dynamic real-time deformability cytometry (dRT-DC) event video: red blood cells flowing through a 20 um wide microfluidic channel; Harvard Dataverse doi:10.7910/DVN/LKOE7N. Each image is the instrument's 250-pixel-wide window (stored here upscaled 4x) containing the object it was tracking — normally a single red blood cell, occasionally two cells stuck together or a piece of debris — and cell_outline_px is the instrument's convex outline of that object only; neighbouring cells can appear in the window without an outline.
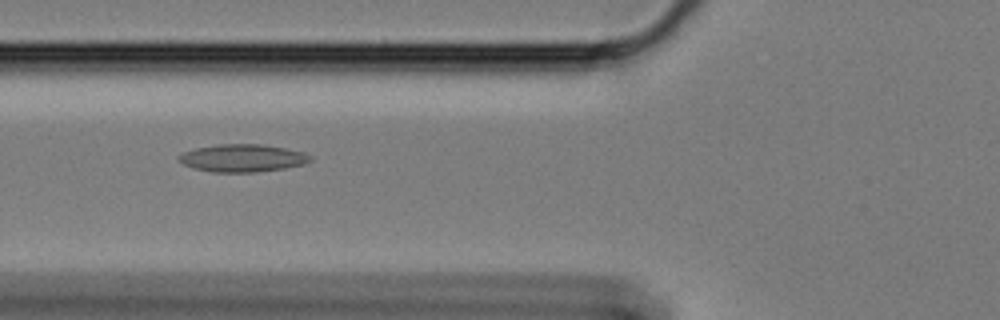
{"species": "Egyptian fruit bat (a non-hibernating species)", "species_latin": "Rousettus aegyptiacus", "temperature_condition": "cold", "stored_images_in_passage": 59, "camera_frame_rate_fps": 3000, "um_per_image_px": 0.085, "animal": {"sex": "female"}, "frame": {"image": 1, "passage_image": 22, "time_ms": 7.0, "image_size_px": [1000, 320], "cell_outline_px": [[312, 160], [304, 164], [284, 168], [256, 172], [212, 172], [192, 168], [184, 164], [176, 156], [184, 152], [196, 148], [216, 144], [264, 144], [304, 152], [312, 156]], "centroid_in_image_um": [20.62, 13.43], "position_along_channel_um": 105.2, "area_um2": 21.21}}
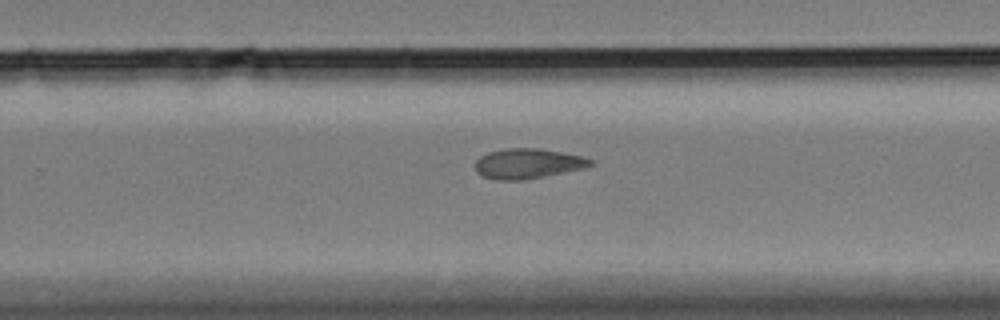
{"frame": {"image": 2, "passage_image": 38, "time_ms": 12.333, "image_size_px": [1000, 320], "cell_outline_px": [[592, 164], [584, 168], [524, 180], [496, 180], [484, 176], [476, 172], [476, 160], [480, 156], [488, 152], [504, 148], [540, 148], [584, 156], [592, 160]], "centroid_in_image_um": [44.85, 13.89], "position_along_channel_um": 285.0, "area_um2": 20.17}}
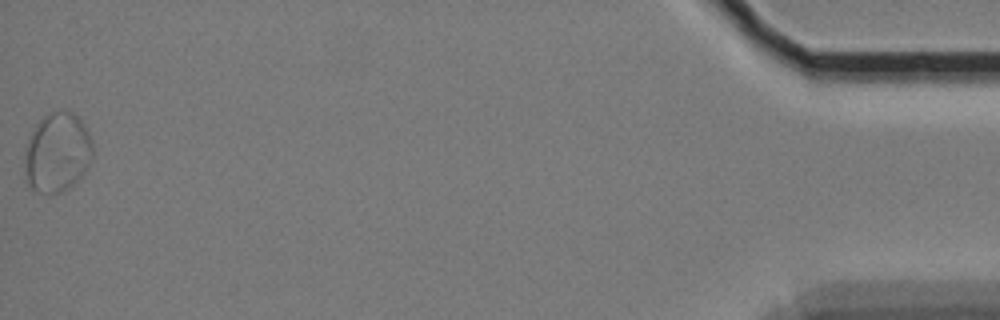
{"frame": {"image": 3, "passage_image": 59, "time_ms": 19.333, "image_size_px": [1000, 320], "cell_outline_px": [[92, 156], [88, 168], [68, 188], [60, 192], [40, 192], [32, 188], [24, 180], [24, 148], [36, 124], [44, 116], [52, 112], [64, 108], [68, 108], [84, 124], [92, 140]], "centroid_in_image_um": [4.85, 12.93], "position_along_channel_um": 430.4, "area_um2": 31.73}, "authors_computed_cell_mechanics": {"area_um2": 22.1374, "velocity_mm_per_s": 3.3674, "shape_relaxation_time_tau1_ms": null, "shape_relaxation_time_tau2_ms": 10.0017, "deformation_change_tau1": null, "deformation_change_tau2": 0.1625}}